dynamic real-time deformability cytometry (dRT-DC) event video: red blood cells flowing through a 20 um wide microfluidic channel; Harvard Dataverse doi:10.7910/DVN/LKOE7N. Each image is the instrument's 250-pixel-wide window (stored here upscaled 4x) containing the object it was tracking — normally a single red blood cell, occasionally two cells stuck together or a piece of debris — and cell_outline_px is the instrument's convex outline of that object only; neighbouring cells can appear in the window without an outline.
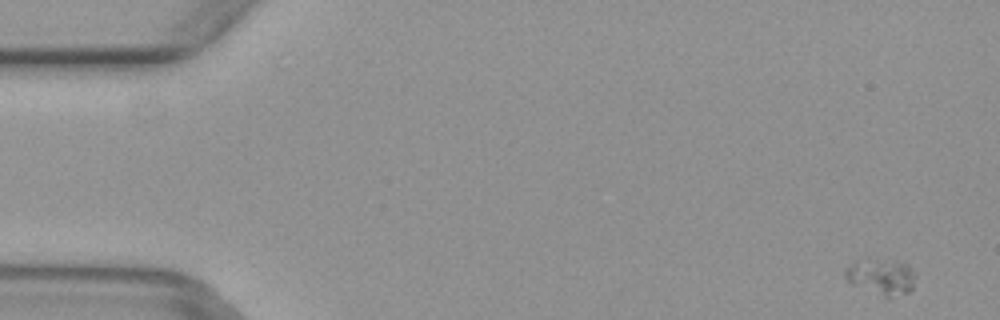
{"species": "common noctule bat (a hibernating species)", "species_latin": "Nyctalus noctula", "temperature_condition": "warm", "stored_images_in_passage": 6, "camera_frame_rate_fps": 3000, "um_per_image_px": 0.085, "animal": {"sex": "female", "body_mass_g": 29.2, "forearm_length_mm": 56.3}, "frame": {"image": 1, "passage_image": 6, "time_ms": 1.667, "image_size_px": [1000, 320], "cell_outline_px": [[916, 276], [912, 288], [908, 292], [888, 300], [852, 284], [844, 276], [844, 268], [856, 260], [900, 260], [912, 268]], "centroid_in_image_um": [74.92, 23.55], "position_along_channel_um": 10.1, "area_um2": 15.14}}